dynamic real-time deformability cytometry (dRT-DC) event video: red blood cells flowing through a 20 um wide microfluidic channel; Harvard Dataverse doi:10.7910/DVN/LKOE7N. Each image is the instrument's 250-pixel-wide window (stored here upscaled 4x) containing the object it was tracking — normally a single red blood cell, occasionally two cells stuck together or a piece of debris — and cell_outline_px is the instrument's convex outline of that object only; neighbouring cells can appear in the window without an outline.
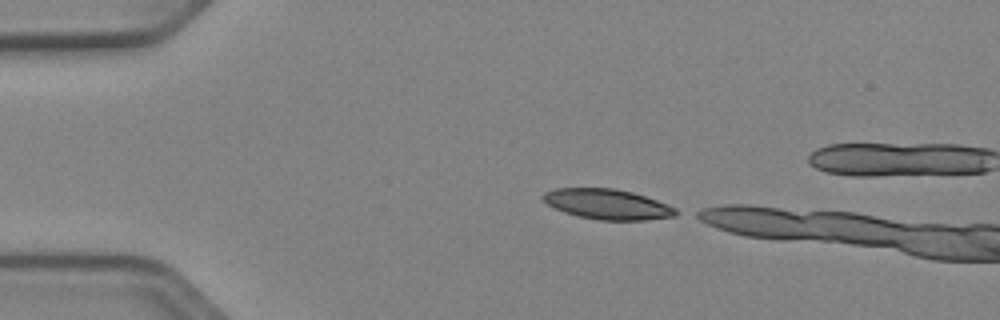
{"species": "Egyptian fruit bat (a non-hibernating species)", "species_latin": "Rousettus aegyptiacus", "temperature_condition": "cold", "stored_images_in_passage": 6, "camera_frame_rate_fps": 3000, "um_per_image_px": 0.085, "animal": {"sex": "female"}, "frame": {"image": 1, "passage_image": 1, "time_ms": 0.0, "image_size_px": [1000, 320], "cell_outline_px": [[684, 212], [676, 216], [644, 220], [600, 220], [576, 216], [564, 212], [548, 204], [540, 196], [544, 192], [556, 188], [616, 188], [632, 192], [668, 204]], "centroid_in_image_um": [51.67, 17.36], "position_along_channel_um": 33.3, "area_um2": 23.58}}